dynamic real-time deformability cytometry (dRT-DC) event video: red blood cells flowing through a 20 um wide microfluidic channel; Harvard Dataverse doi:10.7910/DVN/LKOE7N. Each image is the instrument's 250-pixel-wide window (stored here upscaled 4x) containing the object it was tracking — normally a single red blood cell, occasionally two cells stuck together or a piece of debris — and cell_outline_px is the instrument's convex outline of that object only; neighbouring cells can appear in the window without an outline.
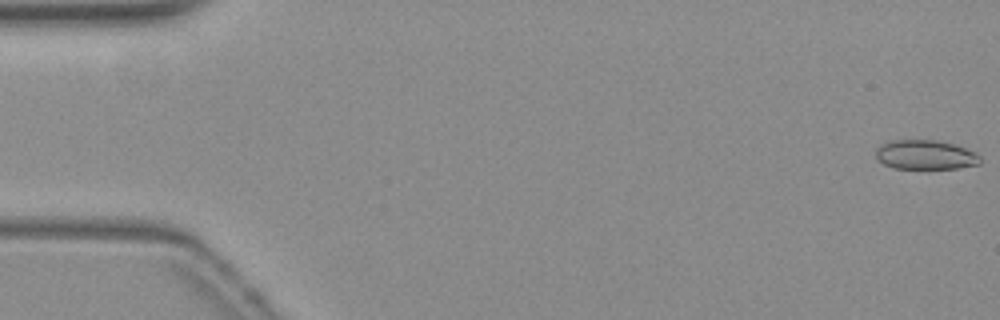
{"species": "common noctule bat (a hibernating species)", "species_latin": "Nyctalus noctula", "temperature_condition": "warm", "stored_images_in_passage": 10, "camera_frame_rate_fps": 3000, "um_per_image_px": 0.085, "animal": {"sex": "female", "body_mass_g": 19.3, "forearm_length_mm": 54.1}, "frame": {"image": 1, "passage_image": 1, "time_ms": 0.0, "image_size_px": [1000, 320], "cell_outline_px": [[980, 164], [956, 168], [896, 168], [884, 164], [876, 156], [876, 148], [880, 144], [892, 140], [936, 140], [952, 144], [976, 152], [980, 156]], "centroid_in_image_um": [78.66, 13.15], "position_along_channel_um": 6.3, "area_um2": 17.69}}